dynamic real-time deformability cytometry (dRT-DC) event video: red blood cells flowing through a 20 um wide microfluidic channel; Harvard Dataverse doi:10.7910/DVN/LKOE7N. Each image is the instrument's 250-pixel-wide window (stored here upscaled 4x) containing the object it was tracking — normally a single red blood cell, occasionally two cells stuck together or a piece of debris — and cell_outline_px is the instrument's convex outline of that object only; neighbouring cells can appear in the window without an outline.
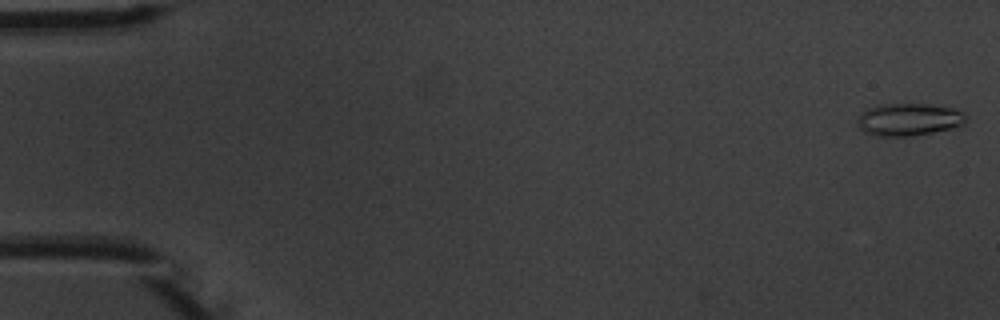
{"species": "common noctule bat (a hibernating species)", "species_latin": "Nyctalus noctula", "temperature_condition": "warm", "stored_images_in_passage": 6, "camera_frame_rate_fps": 3000, "um_per_image_px": 0.085, "animal": {"sex": "male", "body_mass_g": 20.1, "forearm_length_mm": 53.5}, "frame": {"image": 1, "passage_image": 1, "time_ms": 0.0, "image_size_px": [1000, 320], "cell_outline_px": [[968, 120], [964, 124], [952, 128], [932, 132], [908, 136], [876, 136], [864, 132], [856, 124], [856, 120], [860, 112], [868, 108], [880, 104], [928, 104], [952, 108], [964, 112]], "centroid_in_image_um": [77.22, 10.15], "position_along_channel_um": 7.8, "area_um2": 20.69}}
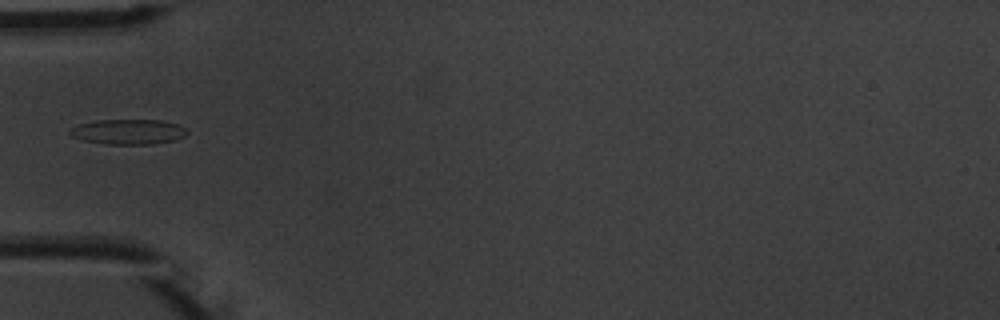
{"frame": {"image": 2, "passage_image": 5, "time_ms": 5.667, "image_size_px": [1000, 320], "cell_outline_px": [[188, 132], [184, 136], [176, 140], [152, 144], [104, 144], [84, 140], [72, 136], [68, 132], [72, 128], [80, 124], [96, 120], [160, 120], [180, 124]], "centroid_in_image_um": [10.93, 11.2], "position_along_channel_um": 74.1, "area_um2": 17.11}}